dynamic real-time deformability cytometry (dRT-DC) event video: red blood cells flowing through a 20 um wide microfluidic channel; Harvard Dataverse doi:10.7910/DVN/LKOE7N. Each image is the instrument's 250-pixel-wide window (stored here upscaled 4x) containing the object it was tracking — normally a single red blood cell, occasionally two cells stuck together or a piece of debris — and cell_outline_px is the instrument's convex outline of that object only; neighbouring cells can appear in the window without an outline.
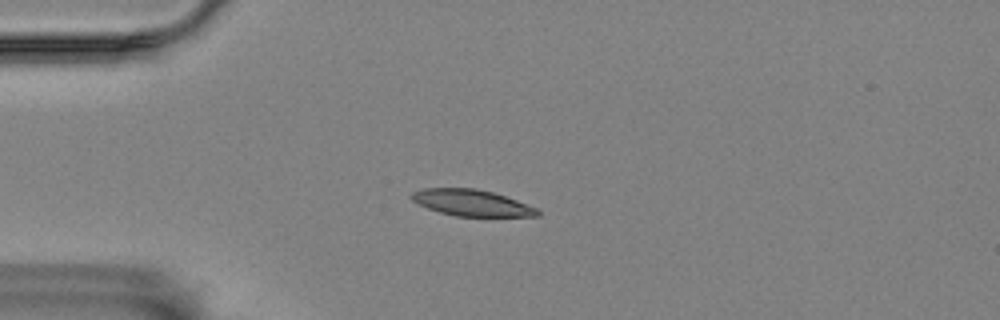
{"species": "Egyptian fruit bat (a non-hibernating species)", "species_latin": "Rousettus aegyptiacus", "temperature_condition": "room temperature", "stored_images_in_passage": 5, "camera_frame_rate_fps": 3000, "um_per_image_px": 0.085, "animal": {"sex": "female"}, "frame": {"image": 1, "passage_image": 3, "time_ms": 3.333, "image_size_px": [1000, 320], "cell_outline_px": [[540, 216], [456, 216], [440, 212], [428, 208], [412, 200], [408, 196], [412, 192], [424, 188], [476, 188], [492, 192], [516, 200], [536, 208], [540, 212]], "centroid_in_image_um": [40.06, 17.23], "position_along_channel_um": 44.9, "area_um2": 19.13}}
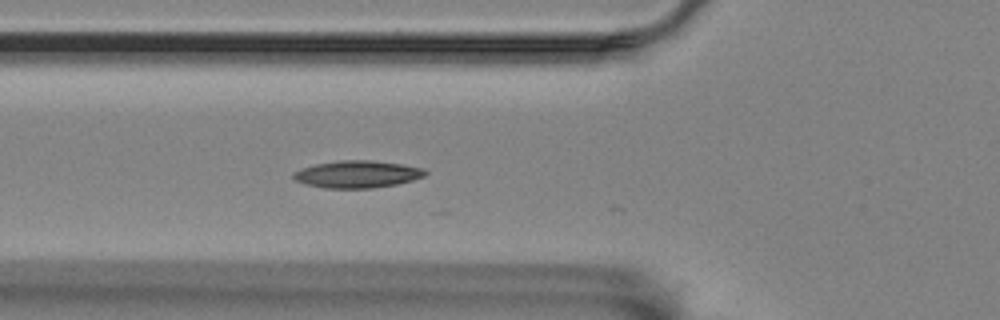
{"frame": {"image": 2, "passage_image": 5, "time_ms": 5.333, "image_size_px": [1000, 320], "cell_outline_px": [[428, 172], [424, 176], [412, 180], [396, 184], [372, 188], [324, 188], [292, 180], [292, 172], [316, 164], [340, 160], [368, 160], [400, 164], [424, 168]], "centroid_in_image_um": [30.35, 14.81], "position_along_channel_um": 95.4, "area_um2": 20.75}}